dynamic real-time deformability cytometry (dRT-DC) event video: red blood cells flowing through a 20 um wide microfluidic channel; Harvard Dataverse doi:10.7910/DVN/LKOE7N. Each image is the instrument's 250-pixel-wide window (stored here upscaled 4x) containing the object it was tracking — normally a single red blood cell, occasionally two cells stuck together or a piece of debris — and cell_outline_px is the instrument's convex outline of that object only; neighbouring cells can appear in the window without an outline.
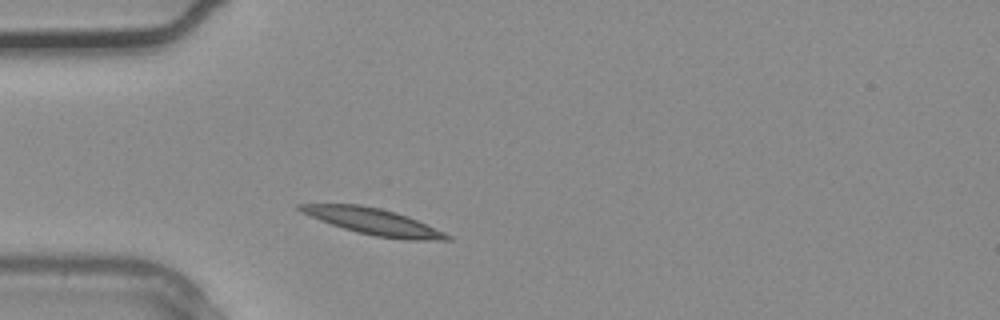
{"species": "common noctule bat (a hibernating species)", "species_latin": "Nyctalus noctula", "temperature_condition": "warm", "stored_images_in_passage": 2, "camera_frame_rate_fps": 3000, "um_per_image_px": 0.085, "animal": {"sex": "male", "body_mass_g": 20.4}, "frame": {"image": 1, "passage_image": 2, "time_ms": 0.333, "image_size_px": [1000, 320], "cell_outline_px": [[452, 240], [408, 240], [376, 236], [344, 228], [320, 220], [300, 212], [296, 208], [296, 204], [360, 204], [380, 208], [396, 212], [408, 216], [444, 232], [452, 236]], "centroid_in_image_um": [31.74, 18.82], "position_along_channel_um": 53.3, "area_um2": 22.37}}